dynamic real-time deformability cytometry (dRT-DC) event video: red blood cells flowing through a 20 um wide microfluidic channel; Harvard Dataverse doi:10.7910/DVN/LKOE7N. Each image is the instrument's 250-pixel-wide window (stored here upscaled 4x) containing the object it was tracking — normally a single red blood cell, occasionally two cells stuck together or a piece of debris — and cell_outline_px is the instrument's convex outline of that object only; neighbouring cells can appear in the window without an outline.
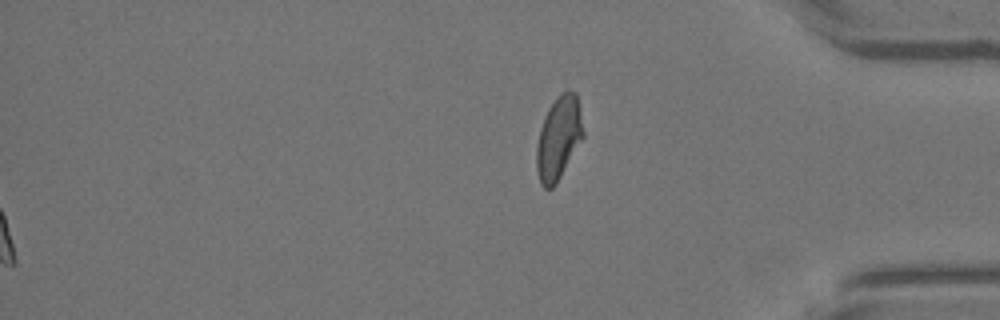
{"species": "Egyptian fruit bat (a non-hibernating species)", "species_latin": "Rousettus aegyptiacus", "temperature_condition": "warm", "stored_images_in_passage": 45, "segment_of_instrument_passage": [2, 2], "camera_frame_rate_fps": 3000, "um_per_image_px": 0.085, "animal": {"sex": "female"}, "frame": {"image": 1, "passage_image": 45, "time_ms": 14.667, "image_size_px": [1000, 320], "cell_outline_px": [[584, 136], [556, 184], [552, 188], [544, 188], [540, 184], [536, 168], [536, 148], [540, 128], [544, 116], [548, 108], [556, 96], [560, 92], [568, 88], [576, 92], [584, 132]], "centroid_in_image_um": [47.47, 11.7], "position_along_channel_um": 387.7, "area_um2": 22.83}}